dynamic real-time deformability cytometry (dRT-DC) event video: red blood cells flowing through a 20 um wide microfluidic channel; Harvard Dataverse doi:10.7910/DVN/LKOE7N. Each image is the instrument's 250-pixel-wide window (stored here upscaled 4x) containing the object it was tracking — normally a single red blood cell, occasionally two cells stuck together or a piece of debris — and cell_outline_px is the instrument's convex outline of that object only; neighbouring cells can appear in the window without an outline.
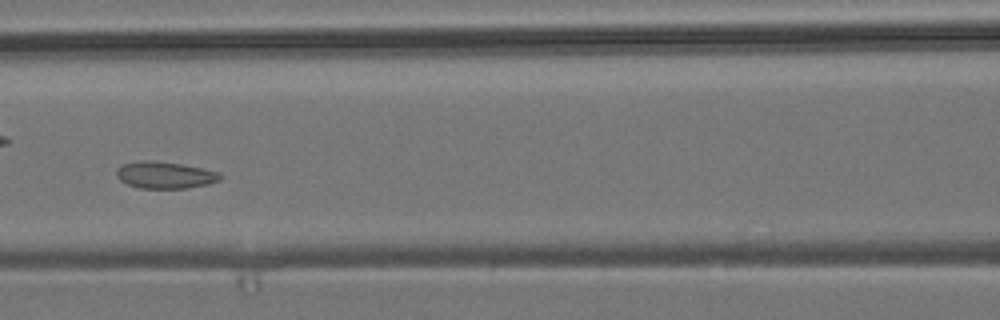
{"species": "common noctule bat (a hibernating species)", "species_latin": "Nyctalus noctula", "temperature_condition": "room temperature", "stored_images_in_passage": 54, "camera_frame_rate_fps": 3000, "um_per_image_px": 0.085, "animal": {"sex": "male", "body_mass_g": 19.2, "forearm_length_mm": 51.8}, "frame": {"image": 1, "passage_image": 23, "time_ms": 7.333, "image_size_px": [1000, 320], "cell_outline_px": [[224, 176], [220, 180], [208, 184], [184, 188], [140, 188], [128, 184], [120, 180], [116, 176], [116, 168], [120, 164], [140, 160], [152, 160], [180, 164], [220, 172]], "centroid_in_image_um": [13.99, 14.87], "position_along_channel_um": 152.6, "area_um2": 16.3}, "authors_computed_cell_mechanics": {"area_um2": 16.2707, "velocity_mm_per_s": 3.7818, "shape_relaxation_time_tau1_ms": null, "shape_relaxation_time_tau2_ms": 2.3357, "deformation_change_tau1": null, "deformation_change_tau2": 0.0688}}